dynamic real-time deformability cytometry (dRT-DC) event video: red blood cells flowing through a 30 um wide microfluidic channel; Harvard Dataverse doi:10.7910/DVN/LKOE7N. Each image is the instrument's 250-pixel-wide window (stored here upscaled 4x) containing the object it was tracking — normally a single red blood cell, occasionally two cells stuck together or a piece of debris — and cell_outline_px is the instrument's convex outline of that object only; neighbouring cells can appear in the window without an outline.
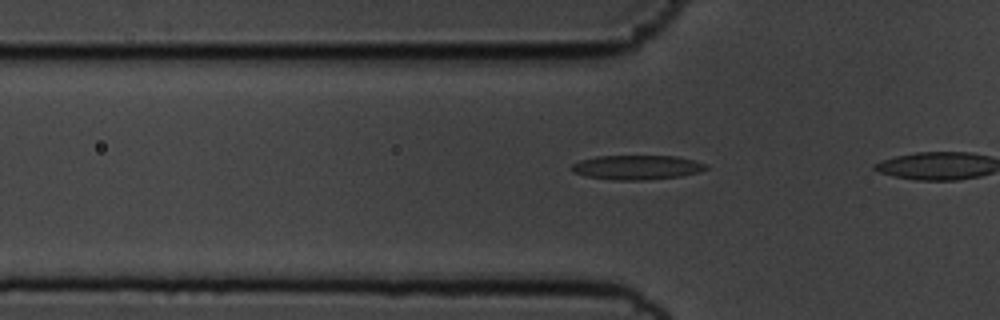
{"species": "common noctule bat (a hibernating species)", "species_latin": "Nyctalus noctula", "temperature_condition": "cold", "stored_images_in_passage": 7, "camera_frame_rate_fps": 3000, "um_per_image_px": 0.085, "animal": {"sex": "male", "body_mass_g": 19.5, "forearm_length_mm": 54.6}, "frame": {"image": 1, "passage_image": 4, "time_ms": 1.0, "image_size_px": [1000, 320], "cell_outline_px": [[708, 168], [700, 172], [680, 176], [644, 180], [616, 180], [588, 176], [572, 172], [572, 164], [580, 160], [596, 156], [676, 156], [708, 164]], "centroid_in_image_um": [54.16, 14.22], "position_along_channel_um": 71.6, "area_um2": 19.02}}